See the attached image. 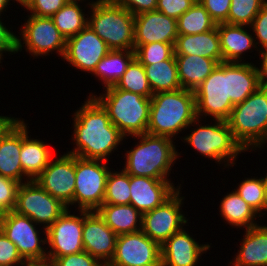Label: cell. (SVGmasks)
<instances>
[{
	"label": "cell",
	"mask_w": 267,
	"mask_h": 266,
	"mask_svg": "<svg viewBox=\"0 0 267 266\" xmlns=\"http://www.w3.org/2000/svg\"><path fill=\"white\" fill-rule=\"evenodd\" d=\"M72 116L71 140L74 148L67 153L84 159L111 161L109 156L120 149L125 137L110 121L107 111L93 97L87 96L84 103ZM118 147V148H117Z\"/></svg>",
	"instance_id": "1"
},
{
	"label": "cell",
	"mask_w": 267,
	"mask_h": 266,
	"mask_svg": "<svg viewBox=\"0 0 267 266\" xmlns=\"http://www.w3.org/2000/svg\"><path fill=\"white\" fill-rule=\"evenodd\" d=\"M131 137L138 141L130 150L124 148L122 169L129 175L171 180L172 168L181 159L176 141L148 133Z\"/></svg>",
	"instance_id": "2"
},
{
	"label": "cell",
	"mask_w": 267,
	"mask_h": 266,
	"mask_svg": "<svg viewBox=\"0 0 267 266\" xmlns=\"http://www.w3.org/2000/svg\"><path fill=\"white\" fill-rule=\"evenodd\" d=\"M197 118L194 91L178 89L152 95L147 133L181 140L183 133ZM183 131V132H182ZM178 136V137H177Z\"/></svg>",
	"instance_id": "3"
},
{
	"label": "cell",
	"mask_w": 267,
	"mask_h": 266,
	"mask_svg": "<svg viewBox=\"0 0 267 266\" xmlns=\"http://www.w3.org/2000/svg\"><path fill=\"white\" fill-rule=\"evenodd\" d=\"M209 120L207 124L206 119L197 117L186 129H190V133L185 134L181 141L186 143L185 146L190 145L191 150L194 149L198 155L215 161L220 167L222 165L223 170L233 168L240 154L246 151L235 140L227 121Z\"/></svg>",
	"instance_id": "4"
},
{
	"label": "cell",
	"mask_w": 267,
	"mask_h": 266,
	"mask_svg": "<svg viewBox=\"0 0 267 266\" xmlns=\"http://www.w3.org/2000/svg\"><path fill=\"white\" fill-rule=\"evenodd\" d=\"M105 90V91H104ZM104 93L89 92L107 111L111 123L125 136L147 133L151 97H145L115 86L103 89Z\"/></svg>",
	"instance_id": "5"
},
{
	"label": "cell",
	"mask_w": 267,
	"mask_h": 266,
	"mask_svg": "<svg viewBox=\"0 0 267 266\" xmlns=\"http://www.w3.org/2000/svg\"><path fill=\"white\" fill-rule=\"evenodd\" d=\"M227 123L246 152L264 151L262 149L267 145V84L234 105Z\"/></svg>",
	"instance_id": "6"
},
{
	"label": "cell",
	"mask_w": 267,
	"mask_h": 266,
	"mask_svg": "<svg viewBox=\"0 0 267 266\" xmlns=\"http://www.w3.org/2000/svg\"><path fill=\"white\" fill-rule=\"evenodd\" d=\"M88 25L111 50H134V15L112 0L91 3Z\"/></svg>",
	"instance_id": "7"
},
{
	"label": "cell",
	"mask_w": 267,
	"mask_h": 266,
	"mask_svg": "<svg viewBox=\"0 0 267 266\" xmlns=\"http://www.w3.org/2000/svg\"><path fill=\"white\" fill-rule=\"evenodd\" d=\"M25 17V23L22 25L21 21V29L17 31V53L25 49L33 59L40 56L44 59L43 56L47 57L55 52L63 60L66 38L59 32L53 19L29 14Z\"/></svg>",
	"instance_id": "8"
},
{
	"label": "cell",
	"mask_w": 267,
	"mask_h": 266,
	"mask_svg": "<svg viewBox=\"0 0 267 266\" xmlns=\"http://www.w3.org/2000/svg\"><path fill=\"white\" fill-rule=\"evenodd\" d=\"M194 95L198 118L227 121L234 107L229 99V62L219 63Z\"/></svg>",
	"instance_id": "9"
},
{
	"label": "cell",
	"mask_w": 267,
	"mask_h": 266,
	"mask_svg": "<svg viewBox=\"0 0 267 266\" xmlns=\"http://www.w3.org/2000/svg\"><path fill=\"white\" fill-rule=\"evenodd\" d=\"M109 162L84 159L75 155V190L73 207L76 210L96 211L102 204L110 173Z\"/></svg>",
	"instance_id": "10"
},
{
	"label": "cell",
	"mask_w": 267,
	"mask_h": 266,
	"mask_svg": "<svg viewBox=\"0 0 267 266\" xmlns=\"http://www.w3.org/2000/svg\"><path fill=\"white\" fill-rule=\"evenodd\" d=\"M0 229L16 245L26 262L47 260L46 229L28 216L16 211L3 213L0 218Z\"/></svg>",
	"instance_id": "11"
},
{
	"label": "cell",
	"mask_w": 267,
	"mask_h": 266,
	"mask_svg": "<svg viewBox=\"0 0 267 266\" xmlns=\"http://www.w3.org/2000/svg\"><path fill=\"white\" fill-rule=\"evenodd\" d=\"M179 188L162 205L142 214L141 231L160 246L174 233L189 226V218L183 211L185 197Z\"/></svg>",
	"instance_id": "12"
},
{
	"label": "cell",
	"mask_w": 267,
	"mask_h": 266,
	"mask_svg": "<svg viewBox=\"0 0 267 266\" xmlns=\"http://www.w3.org/2000/svg\"><path fill=\"white\" fill-rule=\"evenodd\" d=\"M60 200L52 197L35 180L21 183L17 192L15 210L28 216L36 224L47 229L67 209Z\"/></svg>",
	"instance_id": "13"
},
{
	"label": "cell",
	"mask_w": 267,
	"mask_h": 266,
	"mask_svg": "<svg viewBox=\"0 0 267 266\" xmlns=\"http://www.w3.org/2000/svg\"><path fill=\"white\" fill-rule=\"evenodd\" d=\"M71 211L67 208L64 213L46 229L47 260L53 262L57 257L84 251L83 210ZM73 212V214L71 213ZM79 212V213H78Z\"/></svg>",
	"instance_id": "14"
},
{
	"label": "cell",
	"mask_w": 267,
	"mask_h": 266,
	"mask_svg": "<svg viewBox=\"0 0 267 266\" xmlns=\"http://www.w3.org/2000/svg\"><path fill=\"white\" fill-rule=\"evenodd\" d=\"M106 266H161V246L141 230L119 235Z\"/></svg>",
	"instance_id": "15"
},
{
	"label": "cell",
	"mask_w": 267,
	"mask_h": 266,
	"mask_svg": "<svg viewBox=\"0 0 267 266\" xmlns=\"http://www.w3.org/2000/svg\"><path fill=\"white\" fill-rule=\"evenodd\" d=\"M63 153L55 155L35 181L52 197L60 200L69 209H74L75 155Z\"/></svg>",
	"instance_id": "16"
},
{
	"label": "cell",
	"mask_w": 267,
	"mask_h": 266,
	"mask_svg": "<svg viewBox=\"0 0 267 266\" xmlns=\"http://www.w3.org/2000/svg\"><path fill=\"white\" fill-rule=\"evenodd\" d=\"M111 49L87 25L79 33L66 39L63 61L75 70L91 74L96 65Z\"/></svg>",
	"instance_id": "17"
},
{
	"label": "cell",
	"mask_w": 267,
	"mask_h": 266,
	"mask_svg": "<svg viewBox=\"0 0 267 266\" xmlns=\"http://www.w3.org/2000/svg\"><path fill=\"white\" fill-rule=\"evenodd\" d=\"M117 237L97 211L83 210L82 239L85 252L106 266L114 255Z\"/></svg>",
	"instance_id": "18"
},
{
	"label": "cell",
	"mask_w": 267,
	"mask_h": 266,
	"mask_svg": "<svg viewBox=\"0 0 267 266\" xmlns=\"http://www.w3.org/2000/svg\"><path fill=\"white\" fill-rule=\"evenodd\" d=\"M186 227L161 245V266H199L201 256L213 247L209 242L199 243Z\"/></svg>",
	"instance_id": "19"
},
{
	"label": "cell",
	"mask_w": 267,
	"mask_h": 266,
	"mask_svg": "<svg viewBox=\"0 0 267 266\" xmlns=\"http://www.w3.org/2000/svg\"><path fill=\"white\" fill-rule=\"evenodd\" d=\"M181 184H174L173 179L160 180L130 175V204L144 214L162 205L182 187Z\"/></svg>",
	"instance_id": "20"
},
{
	"label": "cell",
	"mask_w": 267,
	"mask_h": 266,
	"mask_svg": "<svg viewBox=\"0 0 267 266\" xmlns=\"http://www.w3.org/2000/svg\"><path fill=\"white\" fill-rule=\"evenodd\" d=\"M177 20L158 12H144L134 16V50L153 42L176 43Z\"/></svg>",
	"instance_id": "21"
},
{
	"label": "cell",
	"mask_w": 267,
	"mask_h": 266,
	"mask_svg": "<svg viewBox=\"0 0 267 266\" xmlns=\"http://www.w3.org/2000/svg\"><path fill=\"white\" fill-rule=\"evenodd\" d=\"M22 147V118L16 119L0 135V175L20 183L30 179L24 174L20 161Z\"/></svg>",
	"instance_id": "22"
},
{
	"label": "cell",
	"mask_w": 267,
	"mask_h": 266,
	"mask_svg": "<svg viewBox=\"0 0 267 266\" xmlns=\"http://www.w3.org/2000/svg\"><path fill=\"white\" fill-rule=\"evenodd\" d=\"M217 30L224 62H249L248 53L259 50L250 26L220 23Z\"/></svg>",
	"instance_id": "23"
},
{
	"label": "cell",
	"mask_w": 267,
	"mask_h": 266,
	"mask_svg": "<svg viewBox=\"0 0 267 266\" xmlns=\"http://www.w3.org/2000/svg\"><path fill=\"white\" fill-rule=\"evenodd\" d=\"M28 123L22 118V147L20 161L24 174L35 180L46 168L51 159L55 157L54 150L42 139L31 138ZM53 151V152H52Z\"/></svg>",
	"instance_id": "24"
},
{
	"label": "cell",
	"mask_w": 267,
	"mask_h": 266,
	"mask_svg": "<svg viewBox=\"0 0 267 266\" xmlns=\"http://www.w3.org/2000/svg\"><path fill=\"white\" fill-rule=\"evenodd\" d=\"M240 246L235 257L229 261L231 266H267V224H258L244 229Z\"/></svg>",
	"instance_id": "25"
},
{
	"label": "cell",
	"mask_w": 267,
	"mask_h": 266,
	"mask_svg": "<svg viewBox=\"0 0 267 266\" xmlns=\"http://www.w3.org/2000/svg\"><path fill=\"white\" fill-rule=\"evenodd\" d=\"M263 84L252 61L229 62V99L234 105L245 101Z\"/></svg>",
	"instance_id": "26"
},
{
	"label": "cell",
	"mask_w": 267,
	"mask_h": 266,
	"mask_svg": "<svg viewBox=\"0 0 267 266\" xmlns=\"http://www.w3.org/2000/svg\"><path fill=\"white\" fill-rule=\"evenodd\" d=\"M221 199L218 215L222 217L221 220L223 219V222L226 221L225 225L228 224L231 228L244 230V228L248 229L263 223L260 215L234 189L231 192H227L226 195L224 194Z\"/></svg>",
	"instance_id": "27"
},
{
	"label": "cell",
	"mask_w": 267,
	"mask_h": 266,
	"mask_svg": "<svg viewBox=\"0 0 267 266\" xmlns=\"http://www.w3.org/2000/svg\"><path fill=\"white\" fill-rule=\"evenodd\" d=\"M174 49L175 54L199 55L223 62L217 27L204 33L178 35Z\"/></svg>",
	"instance_id": "28"
},
{
	"label": "cell",
	"mask_w": 267,
	"mask_h": 266,
	"mask_svg": "<svg viewBox=\"0 0 267 266\" xmlns=\"http://www.w3.org/2000/svg\"><path fill=\"white\" fill-rule=\"evenodd\" d=\"M178 77L183 89L194 91L219 64L199 55L175 54Z\"/></svg>",
	"instance_id": "29"
},
{
	"label": "cell",
	"mask_w": 267,
	"mask_h": 266,
	"mask_svg": "<svg viewBox=\"0 0 267 266\" xmlns=\"http://www.w3.org/2000/svg\"><path fill=\"white\" fill-rule=\"evenodd\" d=\"M96 211L118 236L142 228V214L131 204H102Z\"/></svg>",
	"instance_id": "30"
},
{
	"label": "cell",
	"mask_w": 267,
	"mask_h": 266,
	"mask_svg": "<svg viewBox=\"0 0 267 266\" xmlns=\"http://www.w3.org/2000/svg\"><path fill=\"white\" fill-rule=\"evenodd\" d=\"M135 58V50H110L96 65L92 76L97 77L102 88L115 86Z\"/></svg>",
	"instance_id": "31"
},
{
	"label": "cell",
	"mask_w": 267,
	"mask_h": 266,
	"mask_svg": "<svg viewBox=\"0 0 267 266\" xmlns=\"http://www.w3.org/2000/svg\"><path fill=\"white\" fill-rule=\"evenodd\" d=\"M84 2L86 4H84ZM82 3L85 7L84 5L82 6ZM91 3V1H68L51 17L59 32L66 39L76 35L88 25V9H90ZM83 7H87V9H84Z\"/></svg>",
	"instance_id": "32"
},
{
	"label": "cell",
	"mask_w": 267,
	"mask_h": 266,
	"mask_svg": "<svg viewBox=\"0 0 267 266\" xmlns=\"http://www.w3.org/2000/svg\"><path fill=\"white\" fill-rule=\"evenodd\" d=\"M143 66L153 94L182 88L175 54L170 59Z\"/></svg>",
	"instance_id": "33"
},
{
	"label": "cell",
	"mask_w": 267,
	"mask_h": 266,
	"mask_svg": "<svg viewBox=\"0 0 267 266\" xmlns=\"http://www.w3.org/2000/svg\"><path fill=\"white\" fill-rule=\"evenodd\" d=\"M216 22L200 3H196L177 19L178 35H193L215 29Z\"/></svg>",
	"instance_id": "34"
},
{
	"label": "cell",
	"mask_w": 267,
	"mask_h": 266,
	"mask_svg": "<svg viewBox=\"0 0 267 266\" xmlns=\"http://www.w3.org/2000/svg\"><path fill=\"white\" fill-rule=\"evenodd\" d=\"M114 169L107 178L103 204H130V175L121 168Z\"/></svg>",
	"instance_id": "35"
},
{
	"label": "cell",
	"mask_w": 267,
	"mask_h": 266,
	"mask_svg": "<svg viewBox=\"0 0 267 266\" xmlns=\"http://www.w3.org/2000/svg\"><path fill=\"white\" fill-rule=\"evenodd\" d=\"M115 87L145 97H152L153 95L144 66L136 59V57L130 62L127 70Z\"/></svg>",
	"instance_id": "36"
},
{
	"label": "cell",
	"mask_w": 267,
	"mask_h": 266,
	"mask_svg": "<svg viewBox=\"0 0 267 266\" xmlns=\"http://www.w3.org/2000/svg\"><path fill=\"white\" fill-rule=\"evenodd\" d=\"M260 177H245L243 181L238 183L234 190L240 195V197L250 205L262 219L264 215V202H265V176Z\"/></svg>",
	"instance_id": "37"
},
{
	"label": "cell",
	"mask_w": 267,
	"mask_h": 266,
	"mask_svg": "<svg viewBox=\"0 0 267 266\" xmlns=\"http://www.w3.org/2000/svg\"><path fill=\"white\" fill-rule=\"evenodd\" d=\"M267 0H231L226 24L250 26Z\"/></svg>",
	"instance_id": "38"
},
{
	"label": "cell",
	"mask_w": 267,
	"mask_h": 266,
	"mask_svg": "<svg viewBox=\"0 0 267 266\" xmlns=\"http://www.w3.org/2000/svg\"><path fill=\"white\" fill-rule=\"evenodd\" d=\"M174 45L164 42L139 45L135 49V57L142 65H151L170 59L175 54Z\"/></svg>",
	"instance_id": "39"
},
{
	"label": "cell",
	"mask_w": 267,
	"mask_h": 266,
	"mask_svg": "<svg viewBox=\"0 0 267 266\" xmlns=\"http://www.w3.org/2000/svg\"><path fill=\"white\" fill-rule=\"evenodd\" d=\"M20 182L0 175V211H14L17 202V192Z\"/></svg>",
	"instance_id": "40"
},
{
	"label": "cell",
	"mask_w": 267,
	"mask_h": 266,
	"mask_svg": "<svg viewBox=\"0 0 267 266\" xmlns=\"http://www.w3.org/2000/svg\"><path fill=\"white\" fill-rule=\"evenodd\" d=\"M27 262L21 257L16 245L0 229V265L25 266Z\"/></svg>",
	"instance_id": "41"
},
{
	"label": "cell",
	"mask_w": 267,
	"mask_h": 266,
	"mask_svg": "<svg viewBox=\"0 0 267 266\" xmlns=\"http://www.w3.org/2000/svg\"><path fill=\"white\" fill-rule=\"evenodd\" d=\"M68 1L69 0H32L25 9L30 15L51 18Z\"/></svg>",
	"instance_id": "42"
},
{
	"label": "cell",
	"mask_w": 267,
	"mask_h": 266,
	"mask_svg": "<svg viewBox=\"0 0 267 266\" xmlns=\"http://www.w3.org/2000/svg\"><path fill=\"white\" fill-rule=\"evenodd\" d=\"M0 16V64L3 62V57L7 55L17 54V34L13 27L6 25L4 17ZM5 23V24H4ZM8 26V27H7ZM2 68V65H0Z\"/></svg>",
	"instance_id": "43"
},
{
	"label": "cell",
	"mask_w": 267,
	"mask_h": 266,
	"mask_svg": "<svg viewBox=\"0 0 267 266\" xmlns=\"http://www.w3.org/2000/svg\"><path fill=\"white\" fill-rule=\"evenodd\" d=\"M195 3L196 0H157L156 11L177 20Z\"/></svg>",
	"instance_id": "44"
},
{
	"label": "cell",
	"mask_w": 267,
	"mask_h": 266,
	"mask_svg": "<svg viewBox=\"0 0 267 266\" xmlns=\"http://www.w3.org/2000/svg\"><path fill=\"white\" fill-rule=\"evenodd\" d=\"M53 263L55 266H105L96 257L85 251L57 257Z\"/></svg>",
	"instance_id": "45"
},
{
	"label": "cell",
	"mask_w": 267,
	"mask_h": 266,
	"mask_svg": "<svg viewBox=\"0 0 267 266\" xmlns=\"http://www.w3.org/2000/svg\"><path fill=\"white\" fill-rule=\"evenodd\" d=\"M258 49L267 47V3L261 8L250 25Z\"/></svg>",
	"instance_id": "46"
},
{
	"label": "cell",
	"mask_w": 267,
	"mask_h": 266,
	"mask_svg": "<svg viewBox=\"0 0 267 266\" xmlns=\"http://www.w3.org/2000/svg\"><path fill=\"white\" fill-rule=\"evenodd\" d=\"M216 24L225 23L230 11L231 0H200Z\"/></svg>",
	"instance_id": "47"
},
{
	"label": "cell",
	"mask_w": 267,
	"mask_h": 266,
	"mask_svg": "<svg viewBox=\"0 0 267 266\" xmlns=\"http://www.w3.org/2000/svg\"><path fill=\"white\" fill-rule=\"evenodd\" d=\"M115 4L124 7L134 16L150 11H156L157 0H112Z\"/></svg>",
	"instance_id": "48"
},
{
	"label": "cell",
	"mask_w": 267,
	"mask_h": 266,
	"mask_svg": "<svg viewBox=\"0 0 267 266\" xmlns=\"http://www.w3.org/2000/svg\"><path fill=\"white\" fill-rule=\"evenodd\" d=\"M257 54L259 55V61L260 65L257 66V63L256 64V69H257V72L259 74V77L261 79V81L264 83V84H267V47L265 48H262V49H259L257 51Z\"/></svg>",
	"instance_id": "49"
},
{
	"label": "cell",
	"mask_w": 267,
	"mask_h": 266,
	"mask_svg": "<svg viewBox=\"0 0 267 266\" xmlns=\"http://www.w3.org/2000/svg\"><path fill=\"white\" fill-rule=\"evenodd\" d=\"M16 118L12 115H0V135L9 127V125L15 120Z\"/></svg>",
	"instance_id": "50"
},
{
	"label": "cell",
	"mask_w": 267,
	"mask_h": 266,
	"mask_svg": "<svg viewBox=\"0 0 267 266\" xmlns=\"http://www.w3.org/2000/svg\"><path fill=\"white\" fill-rule=\"evenodd\" d=\"M11 0H0V16L3 17L5 16L6 12L8 11V8L13 5ZM10 5V6H9ZM7 10V11H6ZM5 12V14H4ZM3 14V15H2Z\"/></svg>",
	"instance_id": "51"
},
{
	"label": "cell",
	"mask_w": 267,
	"mask_h": 266,
	"mask_svg": "<svg viewBox=\"0 0 267 266\" xmlns=\"http://www.w3.org/2000/svg\"><path fill=\"white\" fill-rule=\"evenodd\" d=\"M25 266H55L51 261H36V262H27Z\"/></svg>",
	"instance_id": "52"
},
{
	"label": "cell",
	"mask_w": 267,
	"mask_h": 266,
	"mask_svg": "<svg viewBox=\"0 0 267 266\" xmlns=\"http://www.w3.org/2000/svg\"><path fill=\"white\" fill-rule=\"evenodd\" d=\"M264 172H267L266 170ZM265 202H264V217L267 214V173H265Z\"/></svg>",
	"instance_id": "53"
},
{
	"label": "cell",
	"mask_w": 267,
	"mask_h": 266,
	"mask_svg": "<svg viewBox=\"0 0 267 266\" xmlns=\"http://www.w3.org/2000/svg\"><path fill=\"white\" fill-rule=\"evenodd\" d=\"M11 1L14 3V6L16 4L15 3V1H16L17 5H20L21 7H23L25 9L32 0H11Z\"/></svg>",
	"instance_id": "54"
},
{
	"label": "cell",
	"mask_w": 267,
	"mask_h": 266,
	"mask_svg": "<svg viewBox=\"0 0 267 266\" xmlns=\"http://www.w3.org/2000/svg\"><path fill=\"white\" fill-rule=\"evenodd\" d=\"M69 1H86V0H69ZM90 0H87V2H89ZM94 0H91V2H93Z\"/></svg>",
	"instance_id": "55"
}]
</instances>
